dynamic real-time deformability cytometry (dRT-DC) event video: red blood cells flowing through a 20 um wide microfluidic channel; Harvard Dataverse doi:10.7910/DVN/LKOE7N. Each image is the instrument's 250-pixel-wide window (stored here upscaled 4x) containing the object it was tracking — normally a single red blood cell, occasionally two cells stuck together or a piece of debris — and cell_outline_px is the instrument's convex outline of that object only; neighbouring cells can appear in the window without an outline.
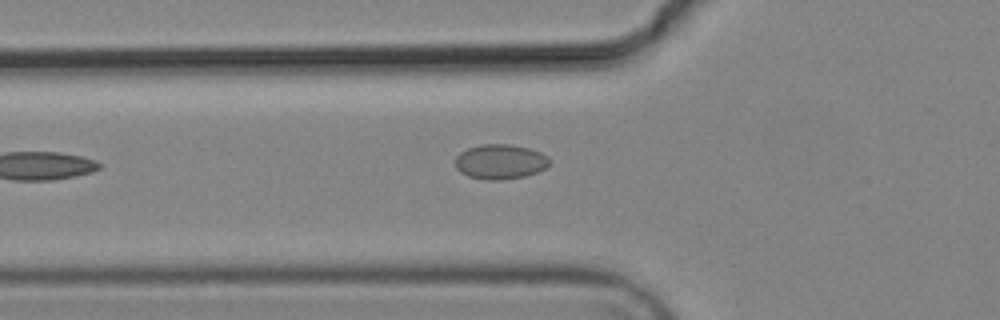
{"species": "common noctule bat (a hibernating species)", "species_latin": "Nyctalus noctula", "temperature_condition": "cold", "stored_images_in_passage": 5, "camera_frame_rate_fps": 3000, "um_per_image_px": 0.085, "animal": {"sex": "male", "body_mass_g": 19.2, "forearm_length_mm": 51.8}, "frame": {"image": 1, "passage_image": 4, "time_ms": 3.667, "image_size_px": [1000, 320], "cell_outline_px": [[552, 160], [544, 168], [536, 172], [524, 176], [504, 180], [488, 180], [468, 176], [460, 172], [456, 168], [456, 156], [460, 152], [468, 148], [480, 144], [508, 144], [528, 148], [540, 152], [548, 156]], "centroid_in_image_um": [42.51, 13.74], "position_along_channel_um": 83.3, "area_um2": 19.13}}
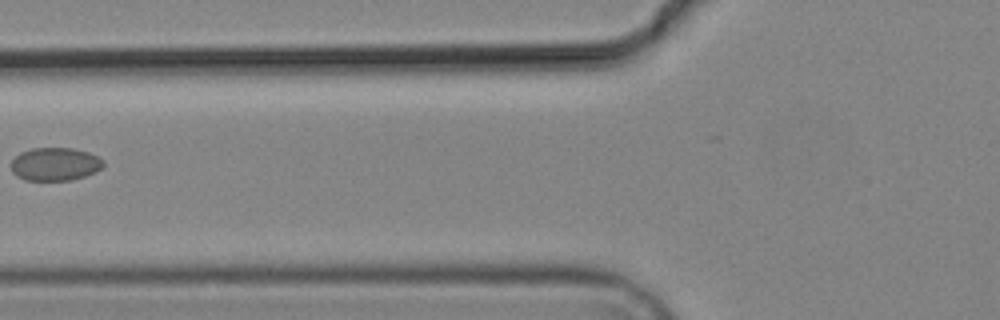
{"frame": {"image": 2, "passage_image": 5, "time_ms": 4.667, "image_size_px": [1000, 320], "cell_outline_px": [[104, 164], [100, 168], [84, 176], [72, 180], [24, 180], [16, 176], [12, 172], [12, 160], [20, 152], [32, 148], [72, 148], [88, 152], [104, 160]], "centroid_in_image_um": [4.65, 13.95], "position_along_channel_um": 121.2, "area_um2": 17.69}}